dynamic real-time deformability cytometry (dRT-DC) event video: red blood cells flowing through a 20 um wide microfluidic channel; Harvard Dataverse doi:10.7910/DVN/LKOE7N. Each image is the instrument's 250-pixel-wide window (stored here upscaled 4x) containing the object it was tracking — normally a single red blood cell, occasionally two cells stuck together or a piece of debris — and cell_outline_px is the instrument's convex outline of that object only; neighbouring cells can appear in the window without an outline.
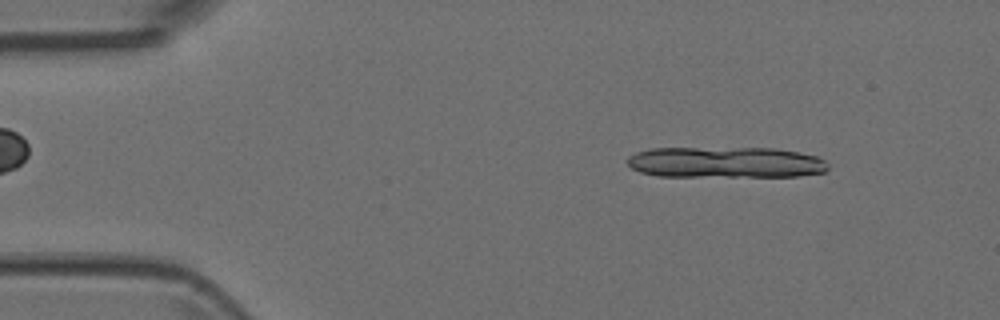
{"species": "Egyptian fruit bat (a non-hibernating species)", "species_latin": "Rousettus aegyptiacus", "temperature_condition": "room temperature", "stored_images_in_passage": 8, "camera_frame_rate_fps": 3000, "um_per_image_px": 0.085, "animal": {"sex": "female"}, "frame": {"image": 1, "passage_image": 1, "time_ms": 0.0, "image_size_px": [1000, 320], "cell_outline_px": [[828, 168], [824, 172], [800, 176], [656, 176], [640, 172], [632, 168], [628, 164], [628, 156], [636, 152], [652, 148], [776, 148], [816, 156], [824, 160], [828, 164]], "centroid_in_image_um": [61.66, 13.8], "position_along_channel_um": 23.3, "area_um2": 36.36}}
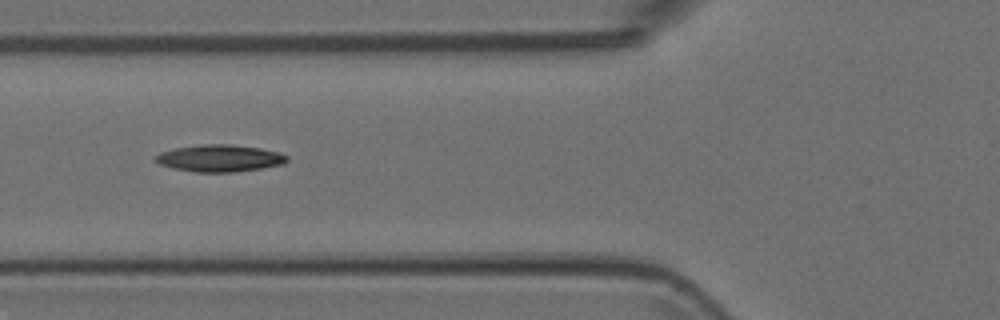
{"frame": {"image": 2, "passage_image": 5, "time_ms": 1.333, "image_size_px": [1000, 320], "cell_outline_px": [[288, 160], [284, 164], [236, 172], [192, 172], [172, 168], [160, 164], [152, 160], [152, 156], [160, 152], [176, 148], [200, 144], [228, 144], [260, 148], [280, 152], [288, 156]], "centroid_in_image_um": [18.63, 13.45], "position_along_channel_um": 107.2, "area_um2": 20.92}}
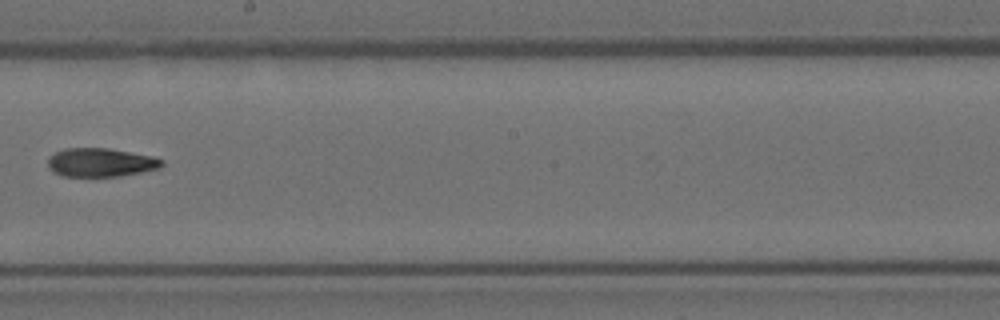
{"frame": {"image": 3, "passage_image": 8, "time_ms": 2.333, "image_size_px": [1000, 320], "cell_outline_px": [[164, 164], [160, 168], [120, 176], [64, 176], [52, 172], [48, 168], [48, 160], [56, 152], [64, 148], [108, 148], [152, 156], [164, 160]], "centroid_in_image_um": [8.56, 13.81], "position_along_channel_um": 239.6, "area_um2": 18.96}}